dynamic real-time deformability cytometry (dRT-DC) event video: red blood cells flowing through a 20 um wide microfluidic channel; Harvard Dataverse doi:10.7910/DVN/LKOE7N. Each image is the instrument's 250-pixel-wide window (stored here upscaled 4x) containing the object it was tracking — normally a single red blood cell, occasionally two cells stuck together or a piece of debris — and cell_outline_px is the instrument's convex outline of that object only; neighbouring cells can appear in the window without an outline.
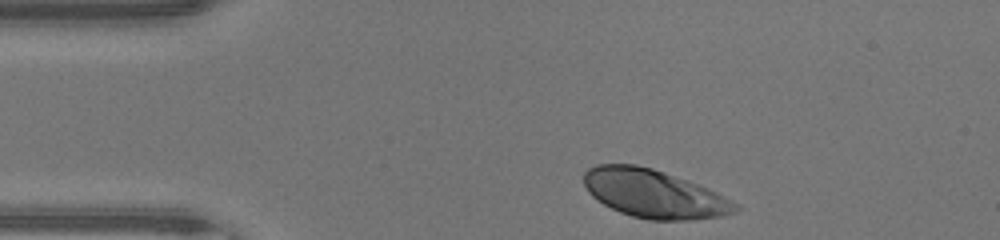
{"species": "human", "species_latin": "Homo sapiens", "temperature_condition": "warm", "stored_images_in_passage": 31, "camera_frame_rate_fps": 3000, "um_per_image_px": 0.085, "donor": {"sex": "male"}, "frame": {"image": 1, "passage_image": 1, "time_ms": 0.0, "image_size_px": [1000, 240], "cell_outline_px": [[740, 208], [736, 212], [720, 216], [692, 220], [648, 220], [632, 216], [620, 212], [596, 200], [588, 192], [584, 184], [584, 172], [588, 168], [596, 164], [636, 164], [652, 168], [664, 172], [708, 188], [740, 204]], "centroid_in_image_um": [55.59, 16.47], "position_along_channel_um": 29.4, "area_um2": 42.71}}
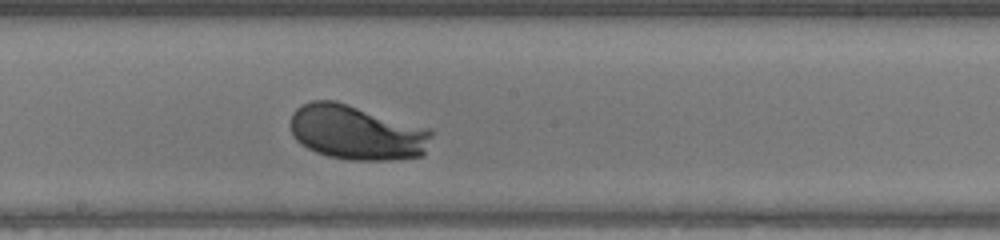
{"frame": {"image": 2, "passage_image": 18, "time_ms": 5.667, "image_size_px": [1000, 240], "cell_outline_px": [[432, 136], [424, 156], [392, 160], [348, 160], [328, 156], [316, 152], [300, 144], [296, 140], [288, 124], [292, 112], [300, 104], [312, 100], [336, 100], [432, 128]], "centroid_in_image_um": [30.32, 11.25], "position_along_channel_um": 217.9, "area_um2": 45.95}}
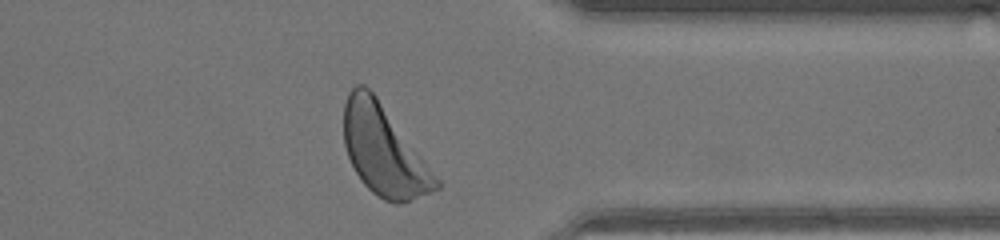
{"frame": {"image": 3, "passage_image": 30, "time_ms": 9.667, "image_size_px": [1000, 240], "cell_outline_px": [[444, 184], [440, 188], [400, 204], [396, 204], [384, 200], [376, 196], [360, 180], [348, 156], [344, 144], [344, 104], [348, 92], [356, 84], [364, 84], [376, 96]], "centroid_in_image_um": [32.63, 12.82], "position_along_channel_um": 378.8, "area_um2": 48.15}, "authors_computed_cell_mechanics": {"area_um2": 43.6968, "velocity_mm_per_s": 4.2712, "shape_relaxation_time_tau1_ms": 1.6829, "shape_relaxation_time_tau2_ms": null, "deformation_change_tau1": 0.1541, "deformation_change_tau2": null}}